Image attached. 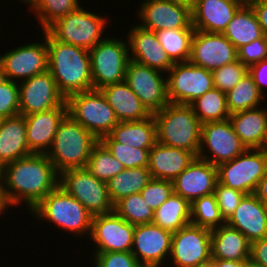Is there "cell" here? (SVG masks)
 Listing matches in <instances>:
<instances>
[{
  "label": "cell",
  "mask_w": 267,
  "mask_h": 267,
  "mask_svg": "<svg viewBox=\"0 0 267 267\" xmlns=\"http://www.w3.org/2000/svg\"><path fill=\"white\" fill-rule=\"evenodd\" d=\"M59 186V173L46 154H31L6 165L1 191L8 206H27L31 211Z\"/></svg>",
  "instance_id": "obj_1"
},
{
  "label": "cell",
  "mask_w": 267,
  "mask_h": 267,
  "mask_svg": "<svg viewBox=\"0 0 267 267\" xmlns=\"http://www.w3.org/2000/svg\"><path fill=\"white\" fill-rule=\"evenodd\" d=\"M48 71L56 81L59 92L65 97L93 90L89 51L55 40L46 30Z\"/></svg>",
  "instance_id": "obj_2"
},
{
  "label": "cell",
  "mask_w": 267,
  "mask_h": 267,
  "mask_svg": "<svg viewBox=\"0 0 267 267\" xmlns=\"http://www.w3.org/2000/svg\"><path fill=\"white\" fill-rule=\"evenodd\" d=\"M99 140L68 114L60 122L46 155L56 171L86 168L93 147Z\"/></svg>",
  "instance_id": "obj_3"
},
{
  "label": "cell",
  "mask_w": 267,
  "mask_h": 267,
  "mask_svg": "<svg viewBox=\"0 0 267 267\" xmlns=\"http://www.w3.org/2000/svg\"><path fill=\"white\" fill-rule=\"evenodd\" d=\"M153 116L157 142L193 152L197 156L202 123L190 105L169 103Z\"/></svg>",
  "instance_id": "obj_4"
},
{
  "label": "cell",
  "mask_w": 267,
  "mask_h": 267,
  "mask_svg": "<svg viewBox=\"0 0 267 267\" xmlns=\"http://www.w3.org/2000/svg\"><path fill=\"white\" fill-rule=\"evenodd\" d=\"M29 213L41 222L45 220L58 229L74 233L76 237H90L93 216L60 186L48 193Z\"/></svg>",
  "instance_id": "obj_5"
},
{
  "label": "cell",
  "mask_w": 267,
  "mask_h": 267,
  "mask_svg": "<svg viewBox=\"0 0 267 267\" xmlns=\"http://www.w3.org/2000/svg\"><path fill=\"white\" fill-rule=\"evenodd\" d=\"M107 23V17L80 6L76 11L57 19L46 31L59 42L90 50L106 38L102 34Z\"/></svg>",
  "instance_id": "obj_6"
},
{
  "label": "cell",
  "mask_w": 267,
  "mask_h": 267,
  "mask_svg": "<svg viewBox=\"0 0 267 267\" xmlns=\"http://www.w3.org/2000/svg\"><path fill=\"white\" fill-rule=\"evenodd\" d=\"M67 114L98 140L119 123L113 108L100 90H90L66 98Z\"/></svg>",
  "instance_id": "obj_7"
},
{
  "label": "cell",
  "mask_w": 267,
  "mask_h": 267,
  "mask_svg": "<svg viewBox=\"0 0 267 267\" xmlns=\"http://www.w3.org/2000/svg\"><path fill=\"white\" fill-rule=\"evenodd\" d=\"M111 37L88 50L94 90L125 81L126 67L130 60L129 44L125 39Z\"/></svg>",
  "instance_id": "obj_8"
},
{
  "label": "cell",
  "mask_w": 267,
  "mask_h": 267,
  "mask_svg": "<svg viewBox=\"0 0 267 267\" xmlns=\"http://www.w3.org/2000/svg\"><path fill=\"white\" fill-rule=\"evenodd\" d=\"M59 186L84 205L92 216L108 214L114 210L107 183L100 181L87 168L61 172Z\"/></svg>",
  "instance_id": "obj_9"
},
{
  "label": "cell",
  "mask_w": 267,
  "mask_h": 267,
  "mask_svg": "<svg viewBox=\"0 0 267 267\" xmlns=\"http://www.w3.org/2000/svg\"><path fill=\"white\" fill-rule=\"evenodd\" d=\"M267 171V148H247L229 162L217 166L218 182L245 194L254 193Z\"/></svg>",
  "instance_id": "obj_10"
},
{
  "label": "cell",
  "mask_w": 267,
  "mask_h": 267,
  "mask_svg": "<svg viewBox=\"0 0 267 267\" xmlns=\"http://www.w3.org/2000/svg\"><path fill=\"white\" fill-rule=\"evenodd\" d=\"M166 79L168 99L172 104L190 105L214 87L212 71L189 61L174 63L166 73Z\"/></svg>",
  "instance_id": "obj_11"
},
{
  "label": "cell",
  "mask_w": 267,
  "mask_h": 267,
  "mask_svg": "<svg viewBox=\"0 0 267 267\" xmlns=\"http://www.w3.org/2000/svg\"><path fill=\"white\" fill-rule=\"evenodd\" d=\"M246 149L229 119L202 124L198 158L218 166L233 160Z\"/></svg>",
  "instance_id": "obj_12"
},
{
  "label": "cell",
  "mask_w": 267,
  "mask_h": 267,
  "mask_svg": "<svg viewBox=\"0 0 267 267\" xmlns=\"http://www.w3.org/2000/svg\"><path fill=\"white\" fill-rule=\"evenodd\" d=\"M41 41V42H40ZM27 43L0 56V76L20 83L48 70V51L43 42Z\"/></svg>",
  "instance_id": "obj_13"
},
{
  "label": "cell",
  "mask_w": 267,
  "mask_h": 267,
  "mask_svg": "<svg viewBox=\"0 0 267 267\" xmlns=\"http://www.w3.org/2000/svg\"><path fill=\"white\" fill-rule=\"evenodd\" d=\"M125 82L150 114L159 112L170 103L166 74L159 70L129 60Z\"/></svg>",
  "instance_id": "obj_14"
},
{
  "label": "cell",
  "mask_w": 267,
  "mask_h": 267,
  "mask_svg": "<svg viewBox=\"0 0 267 267\" xmlns=\"http://www.w3.org/2000/svg\"><path fill=\"white\" fill-rule=\"evenodd\" d=\"M211 259V230L188 224L172 235L168 260L174 267H196Z\"/></svg>",
  "instance_id": "obj_15"
},
{
  "label": "cell",
  "mask_w": 267,
  "mask_h": 267,
  "mask_svg": "<svg viewBox=\"0 0 267 267\" xmlns=\"http://www.w3.org/2000/svg\"><path fill=\"white\" fill-rule=\"evenodd\" d=\"M137 16L142 28L151 31L169 29H194L191 7L171 0H144Z\"/></svg>",
  "instance_id": "obj_16"
},
{
  "label": "cell",
  "mask_w": 267,
  "mask_h": 267,
  "mask_svg": "<svg viewBox=\"0 0 267 267\" xmlns=\"http://www.w3.org/2000/svg\"><path fill=\"white\" fill-rule=\"evenodd\" d=\"M18 84L20 115L67 106L65 97L59 92L56 81L48 70Z\"/></svg>",
  "instance_id": "obj_17"
},
{
  "label": "cell",
  "mask_w": 267,
  "mask_h": 267,
  "mask_svg": "<svg viewBox=\"0 0 267 267\" xmlns=\"http://www.w3.org/2000/svg\"><path fill=\"white\" fill-rule=\"evenodd\" d=\"M135 225L125 221L114 211L96 215L92 219L91 234L88 239L95 243L94 253L130 252L133 246Z\"/></svg>",
  "instance_id": "obj_18"
},
{
  "label": "cell",
  "mask_w": 267,
  "mask_h": 267,
  "mask_svg": "<svg viewBox=\"0 0 267 267\" xmlns=\"http://www.w3.org/2000/svg\"><path fill=\"white\" fill-rule=\"evenodd\" d=\"M172 235L153 223L135 225L131 252L142 267L166 265L171 253Z\"/></svg>",
  "instance_id": "obj_19"
},
{
  "label": "cell",
  "mask_w": 267,
  "mask_h": 267,
  "mask_svg": "<svg viewBox=\"0 0 267 267\" xmlns=\"http://www.w3.org/2000/svg\"><path fill=\"white\" fill-rule=\"evenodd\" d=\"M237 60V49L223 34L195 30L189 62L213 71Z\"/></svg>",
  "instance_id": "obj_20"
},
{
  "label": "cell",
  "mask_w": 267,
  "mask_h": 267,
  "mask_svg": "<svg viewBox=\"0 0 267 267\" xmlns=\"http://www.w3.org/2000/svg\"><path fill=\"white\" fill-rule=\"evenodd\" d=\"M217 182V166L198 157L172 180L174 193L190 204L200 197L214 194Z\"/></svg>",
  "instance_id": "obj_21"
},
{
  "label": "cell",
  "mask_w": 267,
  "mask_h": 267,
  "mask_svg": "<svg viewBox=\"0 0 267 267\" xmlns=\"http://www.w3.org/2000/svg\"><path fill=\"white\" fill-rule=\"evenodd\" d=\"M131 29V30H130ZM129 44V58L139 64L167 73L174 65L161 47L155 32L132 25L126 35Z\"/></svg>",
  "instance_id": "obj_22"
},
{
  "label": "cell",
  "mask_w": 267,
  "mask_h": 267,
  "mask_svg": "<svg viewBox=\"0 0 267 267\" xmlns=\"http://www.w3.org/2000/svg\"><path fill=\"white\" fill-rule=\"evenodd\" d=\"M240 7L234 0H195L191 7L192 26L197 31L223 34Z\"/></svg>",
  "instance_id": "obj_23"
},
{
  "label": "cell",
  "mask_w": 267,
  "mask_h": 267,
  "mask_svg": "<svg viewBox=\"0 0 267 267\" xmlns=\"http://www.w3.org/2000/svg\"><path fill=\"white\" fill-rule=\"evenodd\" d=\"M67 115V106L24 116L26 140L29 150L35 154H46L50 149L58 126Z\"/></svg>",
  "instance_id": "obj_24"
},
{
  "label": "cell",
  "mask_w": 267,
  "mask_h": 267,
  "mask_svg": "<svg viewBox=\"0 0 267 267\" xmlns=\"http://www.w3.org/2000/svg\"><path fill=\"white\" fill-rule=\"evenodd\" d=\"M226 223L239 230L250 243L267 237V216L264 205L254 193L243 196Z\"/></svg>",
  "instance_id": "obj_25"
},
{
  "label": "cell",
  "mask_w": 267,
  "mask_h": 267,
  "mask_svg": "<svg viewBox=\"0 0 267 267\" xmlns=\"http://www.w3.org/2000/svg\"><path fill=\"white\" fill-rule=\"evenodd\" d=\"M197 156L190 151L157 142L149 152V165L153 179L174 180Z\"/></svg>",
  "instance_id": "obj_26"
},
{
  "label": "cell",
  "mask_w": 267,
  "mask_h": 267,
  "mask_svg": "<svg viewBox=\"0 0 267 267\" xmlns=\"http://www.w3.org/2000/svg\"><path fill=\"white\" fill-rule=\"evenodd\" d=\"M235 133L246 148H267V108L247 109L229 116Z\"/></svg>",
  "instance_id": "obj_27"
},
{
  "label": "cell",
  "mask_w": 267,
  "mask_h": 267,
  "mask_svg": "<svg viewBox=\"0 0 267 267\" xmlns=\"http://www.w3.org/2000/svg\"><path fill=\"white\" fill-rule=\"evenodd\" d=\"M251 243L239 230L227 223L211 230V258L250 261Z\"/></svg>",
  "instance_id": "obj_28"
},
{
  "label": "cell",
  "mask_w": 267,
  "mask_h": 267,
  "mask_svg": "<svg viewBox=\"0 0 267 267\" xmlns=\"http://www.w3.org/2000/svg\"><path fill=\"white\" fill-rule=\"evenodd\" d=\"M33 154L26 140V119L16 115L0 119V160L6 165Z\"/></svg>",
  "instance_id": "obj_29"
},
{
  "label": "cell",
  "mask_w": 267,
  "mask_h": 267,
  "mask_svg": "<svg viewBox=\"0 0 267 267\" xmlns=\"http://www.w3.org/2000/svg\"><path fill=\"white\" fill-rule=\"evenodd\" d=\"M100 91L119 122L143 120L151 115L125 81L106 85Z\"/></svg>",
  "instance_id": "obj_30"
},
{
  "label": "cell",
  "mask_w": 267,
  "mask_h": 267,
  "mask_svg": "<svg viewBox=\"0 0 267 267\" xmlns=\"http://www.w3.org/2000/svg\"><path fill=\"white\" fill-rule=\"evenodd\" d=\"M115 142L139 149H151L157 143L153 114L138 120L119 122L108 134Z\"/></svg>",
  "instance_id": "obj_31"
},
{
  "label": "cell",
  "mask_w": 267,
  "mask_h": 267,
  "mask_svg": "<svg viewBox=\"0 0 267 267\" xmlns=\"http://www.w3.org/2000/svg\"><path fill=\"white\" fill-rule=\"evenodd\" d=\"M223 35L238 50L264 36L255 11L251 6H241L228 23Z\"/></svg>",
  "instance_id": "obj_32"
},
{
  "label": "cell",
  "mask_w": 267,
  "mask_h": 267,
  "mask_svg": "<svg viewBox=\"0 0 267 267\" xmlns=\"http://www.w3.org/2000/svg\"><path fill=\"white\" fill-rule=\"evenodd\" d=\"M191 204L176 193L155 211L152 223L172 233L190 224Z\"/></svg>",
  "instance_id": "obj_33"
},
{
  "label": "cell",
  "mask_w": 267,
  "mask_h": 267,
  "mask_svg": "<svg viewBox=\"0 0 267 267\" xmlns=\"http://www.w3.org/2000/svg\"><path fill=\"white\" fill-rule=\"evenodd\" d=\"M152 179L148 167L124 169L107 182L109 197L113 204L140 191Z\"/></svg>",
  "instance_id": "obj_34"
},
{
  "label": "cell",
  "mask_w": 267,
  "mask_h": 267,
  "mask_svg": "<svg viewBox=\"0 0 267 267\" xmlns=\"http://www.w3.org/2000/svg\"><path fill=\"white\" fill-rule=\"evenodd\" d=\"M154 32L173 63L189 61L195 29H167Z\"/></svg>",
  "instance_id": "obj_35"
},
{
  "label": "cell",
  "mask_w": 267,
  "mask_h": 267,
  "mask_svg": "<svg viewBox=\"0 0 267 267\" xmlns=\"http://www.w3.org/2000/svg\"><path fill=\"white\" fill-rule=\"evenodd\" d=\"M263 98L265 100V96L260 92L249 73L226 93L227 107L230 115L261 106Z\"/></svg>",
  "instance_id": "obj_36"
},
{
  "label": "cell",
  "mask_w": 267,
  "mask_h": 267,
  "mask_svg": "<svg viewBox=\"0 0 267 267\" xmlns=\"http://www.w3.org/2000/svg\"><path fill=\"white\" fill-rule=\"evenodd\" d=\"M200 122L224 121L229 119L226 93L213 87L190 104Z\"/></svg>",
  "instance_id": "obj_37"
},
{
  "label": "cell",
  "mask_w": 267,
  "mask_h": 267,
  "mask_svg": "<svg viewBox=\"0 0 267 267\" xmlns=\"http://www.w3.org/2000/svg\"><path fill=\"white\" fill-rule=\"evenodd\" d=\"M81 3L80 0H32L28 7L43 31L57 19L76 11Z\"/></svg>",
  "instance_id": "obj_38"
},
{
  "label": "cell",
  "mask_w": 267,
  "mask_h": 267,
  "mask_svg": "<svg viewBox=\"0 0 267 267\" xmlns=\"http://www.w3.org/2000/svg\"><path fill=\"white\" fill-rule=\"evenodd\" d=\"M86 168L105 183L125 169L100 141L93 147Z\"/></svg>",
  "instance_id": "obj_39"
},
{
  "label": "cell",
  "mask_w": 267,
  "mask_h": 267,
  "mask_svg": "<svg viewBox=\"0 0 267 267\" xmlns=\"http://www.w3.org/2000/svg\"><path fill=\"white\" fill-rule=\"evenodd\" d=\"M113 211L132 225L149 224L154 218V211L140 193L122 198L114 204Z\"/></svg>",
  "instance_id": "obj_40"
},
{
  "label": "cell",
  "mask_w": 267,
  "mask_h": 267,
  "mask_svg": "<svg viewBox=\"0 0 267 267\" xmlns=\"http://www.w3.org/2000/svg\"><path fill=\"white\" fill-rule=\"evenodd\" d=\"M190 223L209 230H214L226 223L221 216L214 194L200 197L191 204Z\"/></svg>",
  "instance_id": "obj_41"
},
{
  "label": "cell",
  "mask_w": 267,
  "mask_h": 267,
  "mask_svg": "<svg viewBox=\"0 0 267 267\" xmlns=\"http://www.w3.org/2000/svg\"><path fill=\"white\" fill-rule=\"evenodd\" d=\"M118 159L125 169L148 167L150 149H139L115 142L109 135L99 140Z\"/></svg>",
  "instance_id": "obj_42"
},
{
  "label": "cell",
  "mask_w": 267,
  "mask_h": 267,
  "mask_svg": "<svg viewBox=\"0 0 267 267\" xmlns=\"http://www.w3.org/2000/svg\"><path fill=\"white\" fill-rule=\"evenodd\" d=\"M248 73V68L239 60L212 71L213 86L227 93Z\"/></svg>",
  "instance_id": "obj_43"
},
{
  "label": "cell",
  "mask_w": 267,
  "mask_h": 267,
  "mask_svg": "<svg viewBox=\"0 0 267 267\" xmlns=\"http://www.w3.org/2000/svg\"><path fill=\"white\" fill-rule=\"evenodd\" d=\"M19 114V84L0 76V119Z\"/></svg>",
  "instance_id": "obj_44"
},
{
  "label": "cell",
  "mask_w": 267,
  "mask_h": 267,
  "mask_svg": "<svg viewBox=\"0 0 267 267\" xmlns=\"http://www.w3.org/2000/svg\"><path fill=\"white\" fill-rule=\"evenodd\" d=\"M173 192L172 181L152 178L140 191V194L147 202V205L155 211L172 195Z\"/></svg>",
  "instance_id": "obj_45"
},
{
  "label": "cell",
  "mask_w": 267,
  "mask_h": 267,
  "mask_svg": "<svg viewBox=\"0 0 267 267\" xmlns=\"http://www.w3.org/2000/svg\"><path fill=\"white\" fill-rule=\"evenodd\" d=\"M214 195L216 197L221 216L224 221L227 222L235 212V209L239 206V203L245 193L217 182Z\"/></svg>",
  "instance_id": "obj_46"
},
{
  "label": "cell",
  "mask_w": 267,
  "mask_h": 267,
  "mask_svg": "<svg viewBox=\"0 0 267 267\" xmlns=\"http://www.w3.org/2000/svg\"><path fill=\"white\" fill-rule=\"evenodd\" d=\"M92 267H142L132 252L93 253Z\"/></svg>",
  "instance_id": "obj_47"
},
{
  "label": "cell",
  "mask_w": 267,
  "mask_h": 267,
  "mask_svg": "<svg viewBox=\"0 0 267 267\" xmlns=\"http://www.w3.org/2000/svg\"><path fill=\"white\" fill-rule=\"evenodd\" d=\"M237 52L238 60L249 68L253 64L267 59V37L263 36L247 45L241 46Z\"/></svg>",
  "instance_id": "obj_48"
},
{
  "label": "cell",
  "mask_w": 267,
  "mask_h": 267,
  "mask_svg": "<svg viewBox=\"0 0 267 267\" xmlns=\"http://www.w3.org/2000/svg\"><path fill=\"white\" fill-rule=\"evenodd\" d=\"M248 73L252 76L260 92L265 96L266 92H264V90L267 87V59L250 66L248 68Z\"/></svg>",
  "instance_id": "obj_49"
},
{
  "label": "cell",
  "mask_w": 267,
  "mask_h": 267,
  "mask_svg": "<svg viewBox=\"0 0 267 267\" xmlns=\"http://www.w3.org/2000/svg\"><path fill=\"white\" fill-rule=\"evenodd\" d=\"M250 261L261 267H267V237L251 243Z\"/></svg>",
  "instance_id": "obj_50"
},
{
  "label": "cell",
  "mask_w": 267,
  "mask_h": 267,
  "mask_svg": "<svg viewBox=\"0 0 267 267\" xmlns=\"http://www.w3.org/2000/svg\"><path fill=\"white\" fill-rule=\"evenodd\" d=\"M251 7L255 11L264 36L267 37V0L257 2Z\"/></svg>",
  "instance_id": "obj_51"
},
{
  "label": "cell",
  "mask_w": 267,
  "mask_h": 267,
  "mask_svg": "<svg viewBox=\"0 0 267 267\" xmlns=\"http://www.w3.org/2000/svg\"><path fill=\"white\" fill-rule=\"evenodd\" d=\"M254 194L260 200H267V171L258 182Z\"/></svg>",
  "instance_id": "obj_52"
},
{
  "label": "cell",
  "mask_w": 267,
  "mask_h": 267,
  "mask_svg": "<svg viewBox=\"0 0 267 267\" xmlns=\"http://www.w3.org/2000/svg\"><path fill=\"white\" fill-rule=\"evenodd\" d=\"M246 262L248 261H232V260L215 259V266L216 267H246Z\"/></svg>",
  "instance_id": "obj_53"
},
{
  "label": "cell",
  "mask_w": 267,
  "mask_h": 267,
  "mask_svg": "<svg viewBox=\"0 0 267 267\" xmlns=\"http://www.w3.org/2000/svg\"><path fill=\"white\" fill-rule=\"evenodd\" d=\"M7 208L9 209L10 207L6 203L4 194H3V192L1 191V188H0V216L4 215L6 213V211L8 210Z\"/></svg>",
  "instance_id": "obj_54"
},
{
  "label": "cell",
  "mask_w": 267,
  "mask_h": 267,
  "mask_svg": "<svg viewBox=\"0 0 267 267\" xmlns=\"http://www.w3.org/2000/svg\"><path fill=\"white\" fill-rule=\"evenodd\" d=\"M239 3L241 6H252L253 4L260 2L262 0H234Z\"/></svg>",
  "instance_id": "obj_55"
},
{
  "label": "cell",
  "mask_w": 267,
  "mask_h": 267,
  "mask_svg": "<svg viewBox=\"0 0 267 267\" xmlns=\"http://www.w3.org/2000/svg\"><path fill=\"white\" fill-rule=\"evenodd\" d=\"M6 164L0 160V186L4 181Z\"/></svg>",
  "instance_id": "obj_56"
},
{
  "label": "cell",
  "mask_w": 267,
  "mask_h": 267,
  "mask_svg": "<svg viewBox=\"0 0 267 267\" xmlns=\"http://www.w3.org/2000/svg\"><path fill=\"white\" fill-rule=\"evenodd\" d=\"M196 267H216L215 266V259H210L206 262L200 263L199 265H197Z\"/></svg>",
  "instance_id": "obj_57"
},
{
  "label": "cell",
  "mask_w": 267,
  "mask_h": 267,
  "mask_svg": "<svg viewBox=\"0 0 267 267\" xmlns=\"http://www.w3.org/2000/svg\"><path fill=\"white\" fill-rule=\"evenodd\" d=\"M171 1L183 3V4H186V5L190 6V7H192V5H193L195 0H171Z\"/></svg>",
  "instance_id": "obj_58"
},
{
  "label": "cell",
  "mask_w": 267,
  "mask_h": 267,
  "mask_svg": "<svg viewBox=\"0 0 267 267\" xmlns=\"http://www.w3.org/2000/svg\"><path fill=\"white\" fill-rule=\"evenodd\" d=\"M246 267H261L256 264H253L251 261L246 262Z\"/></svg>",
  "instance_id": "obj_59"
},
{
  "label": "cell",
  "mask_w": 267,
  "mask_h": 267,
  "mask_svg": "<svg viewBox=\"0 0 267 267\" xmlns=\"http://www.w3.org/2000/svg\"><path fill=\"white\" fill-rule=\"evenodd\" d=\"M261 201L263 202L265 213H266V216H267V200H261Z\"/></svg>",
  "instance_id": "obj_60"
},
{
  "label": "cell",
  "mask_w": 267,
  "mask_h": 267,
  "mask_svg": "<svg viewBox=\"0 0 267 267\" xmlns=\"http://www.w3.org/2000/svg\"><path fill=\"white\" fill-rule=\"evenodd\" d=\"M21 2H24L25 4H29L32 0H20Z\"/></svg>",
  "instance_id": "obj_61"
}]
</instances>
